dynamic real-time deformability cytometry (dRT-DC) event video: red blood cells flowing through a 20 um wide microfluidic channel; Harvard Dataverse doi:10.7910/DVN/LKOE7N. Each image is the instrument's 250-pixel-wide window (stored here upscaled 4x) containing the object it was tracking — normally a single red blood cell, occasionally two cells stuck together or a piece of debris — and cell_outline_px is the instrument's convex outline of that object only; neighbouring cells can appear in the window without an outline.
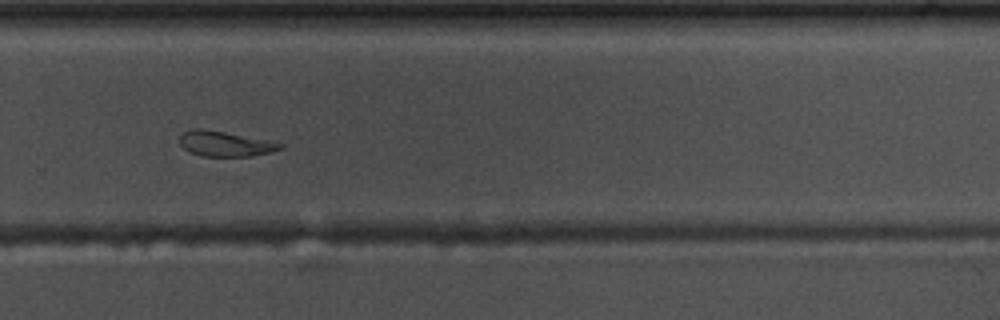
{"species": "common noctule bat (a hibernating species)", "species_latin": "Nyctalus noctula", "temperature_condition": "warm", "stored_images_in_passage": 43, "segment_of_instrument_passage": [1, 2], "camera_frame_rate_fps": 3000, "um_per_image_px": 0.085, "animal": {"sex": "male", "body_mass_g": 17.5, "forearm_length_mm": 52.3}, "frame": {"image": 1, "passage_image": 25, "time_ms": 8.0, "image_size_px": [1000, 320], "cell_outline_px": [[284, 148], [272, 152], [252, 156], [200, 156], [188, 152], [180, 144], [180, 132], [192, 128], [200, 128], [224, 132], [268, 140], [284, 144]], "centroid_in_image_um": [19.11, 12.22], "position_along_channel_um": 310.7, "area_um2": 14.91}}